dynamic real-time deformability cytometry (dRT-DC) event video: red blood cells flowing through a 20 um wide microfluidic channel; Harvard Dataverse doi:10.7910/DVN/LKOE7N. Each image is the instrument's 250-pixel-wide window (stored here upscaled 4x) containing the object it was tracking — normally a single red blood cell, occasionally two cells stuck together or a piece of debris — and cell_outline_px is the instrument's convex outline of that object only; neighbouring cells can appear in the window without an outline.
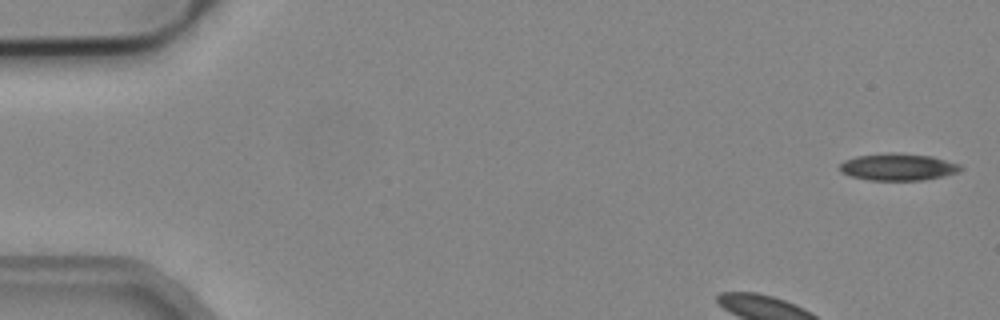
{"species": "common noctule bat (a hibernating species)", "species_latin": "Nyctalus noctula", "temperature_condition": "cold", "stored_images_in_passage": 7, "camera_frame_rate_fps": 3000, "um_per_image_px": 0.085, "animal": {"sex": "male", "body_mass_g": 19.2, "forearm_length_mm": 51.8}, "frame": {"image": 1, "passage_image": 1, "time_ms": 0.0, "image_size_px": [1000, 320], "cell_outline_px": [[964, 168], [960, 172], [944, 176], [924, 180], [868, 180], [852, 176], [840, 172], [840, 164], [844, 160], [856, 156], [888, 152], [900, 152], [932, 156], [960, 164]], "centroid_in_image_um": [76.36, 14.18], "position_along_channel_um": 8.6, "area_um2": 19.31}}